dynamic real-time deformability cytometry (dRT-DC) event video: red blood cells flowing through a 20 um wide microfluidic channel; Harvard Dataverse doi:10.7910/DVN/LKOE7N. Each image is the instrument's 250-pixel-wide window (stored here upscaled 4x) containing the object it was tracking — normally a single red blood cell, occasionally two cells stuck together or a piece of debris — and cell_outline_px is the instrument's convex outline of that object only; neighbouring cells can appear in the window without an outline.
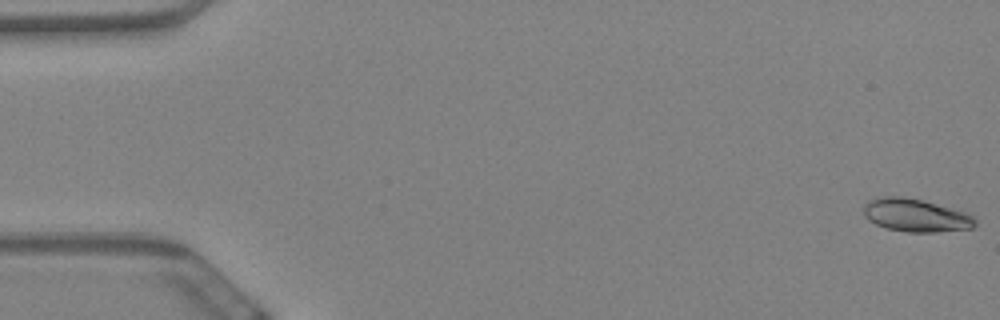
{"species": "Egyptian fruit bat (a non-hibernating species)", "species_latin": "Rousettus aegyptiacus", "temperature_condition": "warm", "stored_images_in_passage": 60, "camera_frame_rate_fps": 3000, "um_per_image_px": 0.085, "animal": {"sex": "female"}, "frame": {"image": 1, "passage_image": 1, "time_ms": 0.0, "image_size_px": [1000, 320], "cell_outline_px": [[976, 224], [972, 228], [936, 232], [908, 232], [888, 228], [876, 224], [868, 220], [864, 216], [864, 204], [868, 200], [884, 196], [904, 196], [920, 200], [964, 212], [972, 216], [976, 220]], "centroid_in_image_um": [77.8, 18.3], "position_along_channel_um": 7.2, "area_um2": 21.15}}
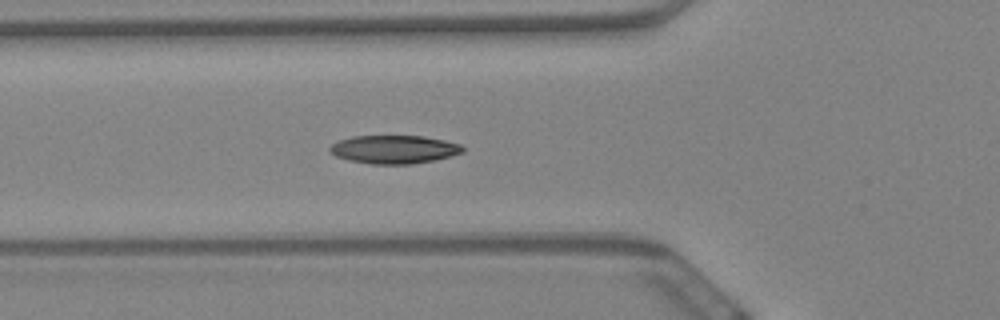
{"frame": {"image": 2, "passage_image": 22, "time_ms": 7.0, "image_size_px": [1000, 320], "cell_outline_px": [[464, 152], [436, 160], [412, 164], [372, 164], [348, 160], [336, 156], [328, 152], [328, 148], [332, 144], [340, 140], [352, 136], [424, 136], [444, 140], [460, 144], [464, 148]], "centroid_in_image_um": [33.49, 12.7], "position_along_channel_um": 92.3, "area_um2": 22.02}}
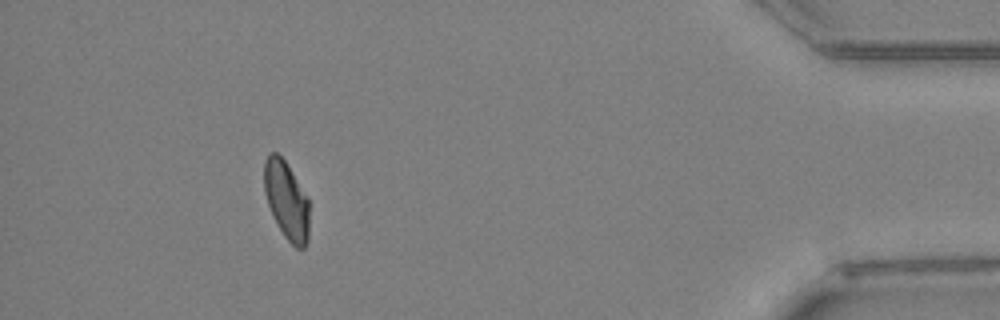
{"frame": {"image": 3, "passage_image": 55, "time_ms": 18.0, "image_size_px": [1000, 320], "cell_outline_px": [[308, 240], [304, 248], [296, 248], [284, 236], [272, 216], [264, 192], [264, 160], [268, 152], [276, 152], [284, 160], [308, 196]], "centroid_in_image_um": [24.34, 17.01], "position_along_channel_um": 410.9, "area_um2": 20.58}, "authors_computed_cell_mechanics": {"area_um2": 21.2126, "velocity_mm_per_s": 3.4219, "shape_relaxation_time_tau1_ms": 4.9767, "shape_relaxation_time_tau2_ms": 3.3959, "deformation_change_tau1": 0.1348, "deformation_change_tau2": 0.0697}}